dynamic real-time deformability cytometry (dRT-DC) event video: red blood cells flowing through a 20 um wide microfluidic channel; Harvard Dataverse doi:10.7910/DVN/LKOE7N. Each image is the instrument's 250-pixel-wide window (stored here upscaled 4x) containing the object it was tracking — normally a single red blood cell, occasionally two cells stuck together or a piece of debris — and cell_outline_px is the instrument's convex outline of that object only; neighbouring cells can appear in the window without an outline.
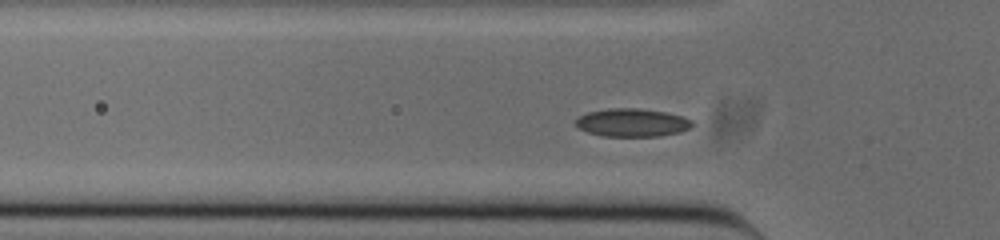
{"species": "common noctule bat (a hibernating species)", "species_latin": "Nyctalus noctula", "temperature_condition": "cold", "stored_images_in_passage": 41, "camera_frame_rate_fps": 3000, "um_per_image_px": 0.085, "animal": {"sex": "male", "body_mass_g": 20.0, "forearm_length_mm": 53.3}, "frame": {"image": 1, "passage_image": 3, "time_ms": 0.667, "image_size_px": [1000, 240], "cell_outline_px": [[696, 124], [692, 128], [680, 132], [660, 136], [600, 136], [588, 132], [580, 128], [576, 124], [576, 120], [580, 116], [588, 112], [608, 108], [636, 108], [664, 112], [684, 116], [692, 120]], "centroid_in_image_um": [53.8, 10.42], "position_along_channel_um": 72.0, "area_um2": 19.19}}
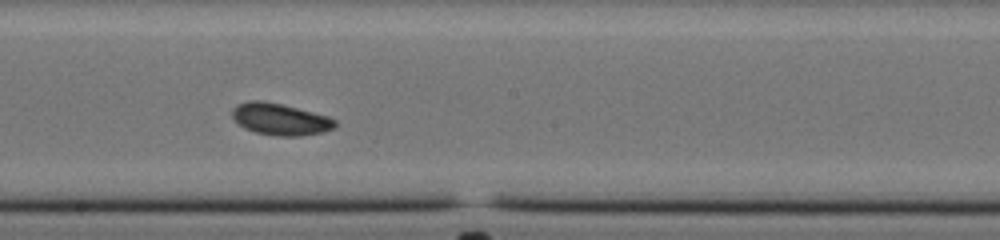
{"frame": {"image": 2, "passage_image": 15, "time_ms": 4.667, "image_size_px": [1000, 240], "cell_outline_px": [[336, 124], [332, 128], [324, 132], [300, 136], [280, 136], [256, 132], [244, 128], [232, 116], [232, 108], [236, 104], [248, 100], [260, 100], [280, 104], [328, 116], [336, 120]], "centroid_in_image_um": [23.8, 10.13], "position_along_channel_um": 224.4, "area_um2": 18.84}}
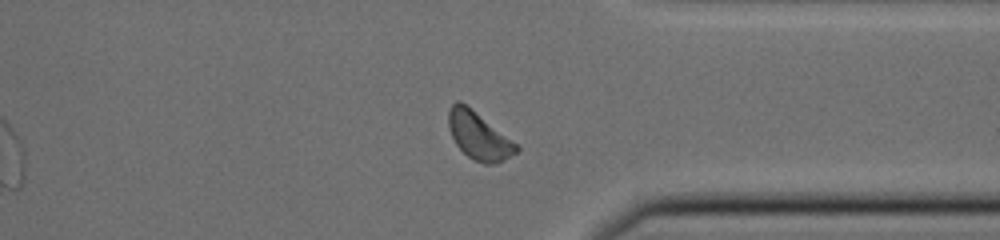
{"frame": {"image": 3, "passage_image": 27, "time_ms": 8.667, "image_size_px": [1000, 240], "cell_outline_px": [[520, 152], [504, 160], [492, 164], [484, 164], [472, 160], [456, 144], [448, 128], [448, 112], [452, 104], [456, 100], [460, 100], [520, 144]], "centroid_in_image_um": [40.75, 11.55], "position_along_channel_um": 370.7, "area_um2": 19.19}, "authors_computed_cell_mechanics": {"area_um2": 18.3804, "velocity_mm_per_s": 3.8025, "shape_relaxation_time_tau1_ms": null, "shape_relaxation_time_tau2_ms": 7.606, "deformation_change_tau1": null, "deformation_change_tau2": 0.1074}}